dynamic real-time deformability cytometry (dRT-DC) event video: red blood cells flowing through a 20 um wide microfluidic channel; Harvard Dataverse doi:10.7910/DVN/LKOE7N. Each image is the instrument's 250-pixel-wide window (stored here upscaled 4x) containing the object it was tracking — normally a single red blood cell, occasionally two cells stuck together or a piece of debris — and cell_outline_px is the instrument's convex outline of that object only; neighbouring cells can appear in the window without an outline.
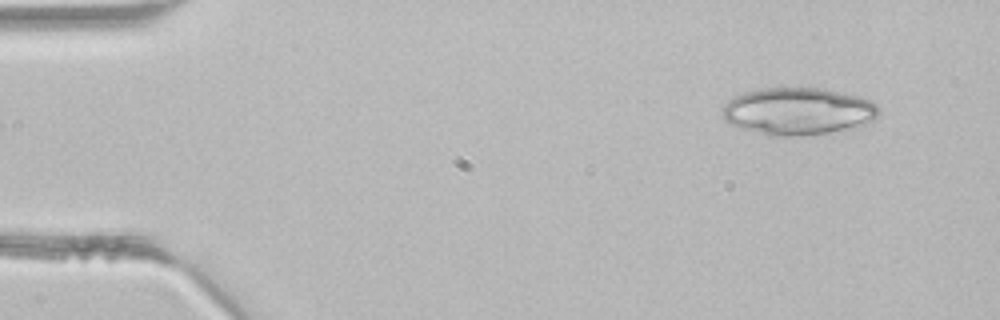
{"species": "common noctule bat (a hibernating species)", "species_latin": "Nyctalus noctula", "temperature_condition": "room temperature", "stored_images_in_passage": 3, "camera_frame_rate_fps": 3000, "um_per_image_px": 0.085, "animal": {"sex": "male", "body_mass_g": 21.5, "forearm_length_mm": 52.0}, "frame": {"image": 1, "passage_image": 1, "time_ms": 0.0, "image_size_px": [1000, 320], "cell_outline_px": [[880, 112], [872, 124], [860, 128], [800, 136], [768, 136], [740, 128], [728, 124], [724, 120], [724, 104], [728, 100], [744, 92], [764, 88], [820, 88], [860, 96], [872, 100], [880, 108]], "centroid_in_image_um": [67.91, 9.48], "position_along_channel_um": 17.1, "area_um2": 43.81}}